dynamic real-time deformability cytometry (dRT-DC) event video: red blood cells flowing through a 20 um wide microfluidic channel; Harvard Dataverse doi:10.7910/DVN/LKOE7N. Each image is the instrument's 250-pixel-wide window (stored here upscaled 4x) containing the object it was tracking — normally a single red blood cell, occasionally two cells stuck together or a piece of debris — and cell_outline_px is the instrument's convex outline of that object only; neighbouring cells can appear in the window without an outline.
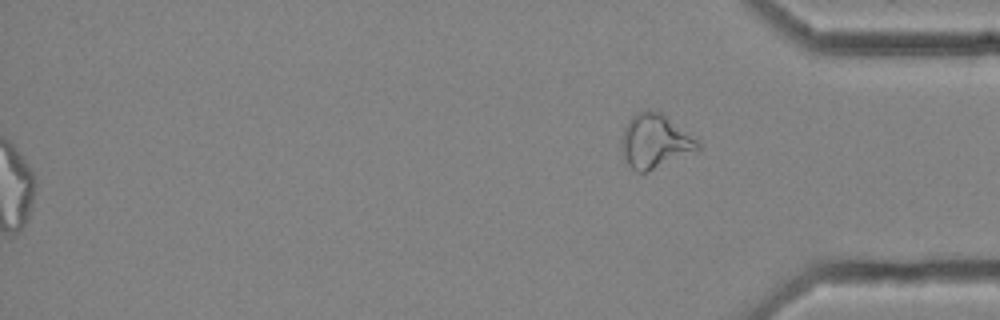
{"species": "common noctule bat (a hibernating species)", "species_latin": "Nyctalus noctula", "temperature_condition": "cold", "stored_images_in_passage": 58, "segment_of_instrument_passage": [3, 3], "camera_frame_rate_fps": 3000, "um_per_image_px": 0.085, "animal": {"sex": "female", "body_mass_g": 25.1}, "frame": {"image": 1, "passage_image": 58, "time_ms": 19.0, "image_size_px": [1000, 320], "cell_outline_px": [[700, 148], [696, 152], [644, 172], [636, 172], [624, 164], [624, 128], [628, 120], [636, 112], [648, 108], [660, 112], [696, 140], [700, 144]], "centroid_in_image_um": [55.65, 12.01], "position_along_channel_um": 379.5, "area_um2": 23.47}}